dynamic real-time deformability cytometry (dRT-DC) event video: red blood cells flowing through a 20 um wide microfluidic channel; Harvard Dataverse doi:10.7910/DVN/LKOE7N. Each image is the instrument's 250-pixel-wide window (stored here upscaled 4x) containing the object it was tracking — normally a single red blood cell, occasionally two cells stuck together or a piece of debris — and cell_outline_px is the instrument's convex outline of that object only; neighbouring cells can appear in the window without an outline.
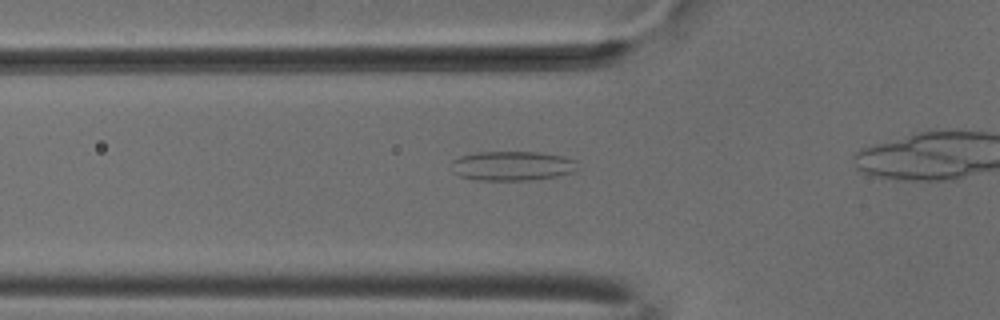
{"species": "common noctule bat (a hibernating species)", "species_latin": "Nyctalus noctula", "temperature_condition": "cold", "stored_images_in_passage": 37, "camera_frame_rate_fps": 3000, "um_per_image_px": 0.085, "animal": {"sex": "male", "body_mass_g": 18.8}, "frame": {"image": 1, "passage_image": 13, "time_ms": 4.0, "image_size_px": [1000, 320], "cell_outline_px": [[576, 172], [560, 176], [532, 180], [480, 180], [460, 176], [452, 172], [448, 164], [452, 160], [460, 156], [476, 152], [540, 152], [560, 156], [576, 160]], "centroid_in_image_um": [43.5, 14.1], "position_along_channel_um": 82.3, "area_um2": 21.96}}
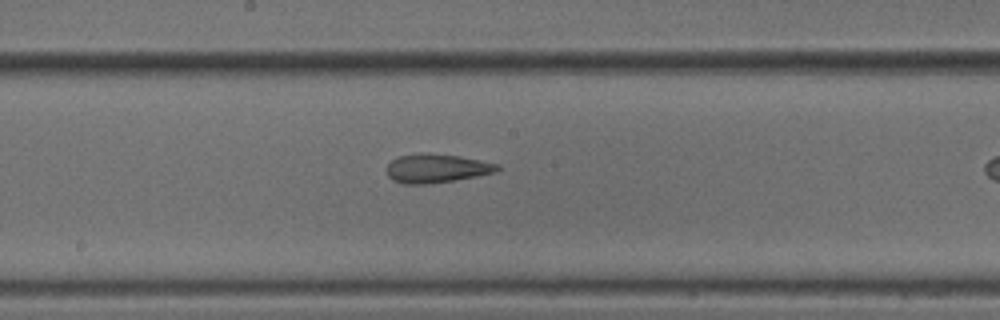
{"frame": {"image": 2, "passage_image": 23, "time_ms": 7.333, "image_size_px": [1000, 320], "cell_outline_px": [[500, 168], [496, 172], [456, 180], [428, 184], [404, 184], [392, 180], [384, 172], [384, 168], [392, 160], [400, 156], [424, 152], [460, 156], [500, 164]], "centroid_in_image_um": [37.07, 14.31], "position_along_channel_um": 211.1, "area_um2": 18.84}}
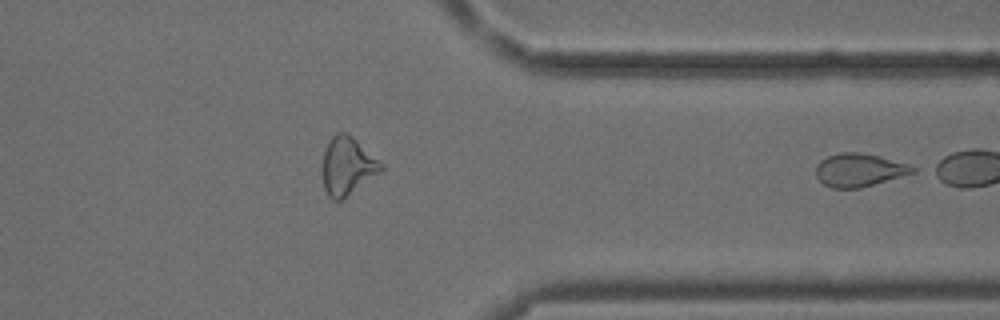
{"frame": {"image": 3, "passage_image": 37, "time_ms": 12.0, "image_size_px": [1000, 320], "cell_outline_px": [[916, 172], [860, 188], [832, 188], [824, 184], [816, 176], [816, 168], [820, 160], [828, 156], [840, 152], [860, 152], [880, 156], [908, 164], [916, 168]], "centroid_in_image_um": [73.03, 14.44], "position_along_channel_um": 338.4, "area_um2": 18.61}}